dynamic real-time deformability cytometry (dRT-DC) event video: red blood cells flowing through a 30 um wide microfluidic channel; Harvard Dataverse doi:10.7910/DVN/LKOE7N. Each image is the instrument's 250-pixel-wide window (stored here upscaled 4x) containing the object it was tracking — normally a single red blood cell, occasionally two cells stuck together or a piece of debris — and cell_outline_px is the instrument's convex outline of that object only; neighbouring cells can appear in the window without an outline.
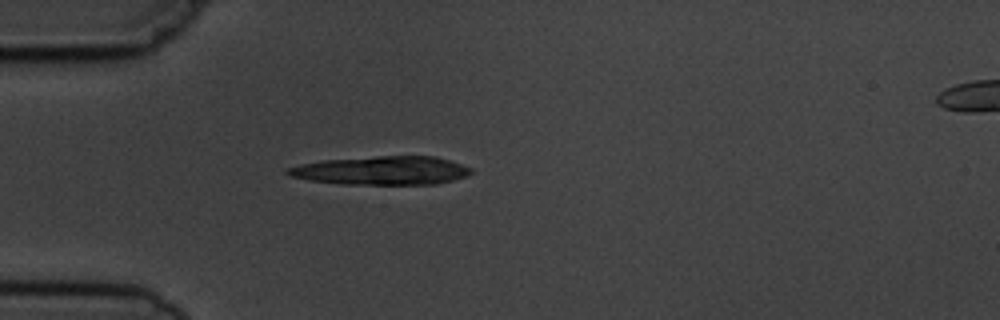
{"species": "common noctule bat (a hibernating species)", "species_latin": "Nyctalus noctula", "temperature_condition": "cold", "stored_images_in_passage": 1, "camera_frame_rate_fps": 3000, "um_per_image_px": 0.085, "animal": {"sex": "male", "body_mass_g": 19.5, "forearm_length_mm": 54.6}, "frame": {"image": 1, "passage_image": 1, "time_ms": 0.0, "image_size_px": [1000, 320], "cell_outline_px": [[472, 172], [468, 176], [436, 184], [340, 184], [308, 180], [292, 176], [284, 172], [288, 168], [300, 164], [320, 160], [376, 156], [436, 156], [472, 168]], "centroid_in_image_um": [32.43, 14.49], "position_along_channel_um": 52.6, "area_um2": 30.58}}